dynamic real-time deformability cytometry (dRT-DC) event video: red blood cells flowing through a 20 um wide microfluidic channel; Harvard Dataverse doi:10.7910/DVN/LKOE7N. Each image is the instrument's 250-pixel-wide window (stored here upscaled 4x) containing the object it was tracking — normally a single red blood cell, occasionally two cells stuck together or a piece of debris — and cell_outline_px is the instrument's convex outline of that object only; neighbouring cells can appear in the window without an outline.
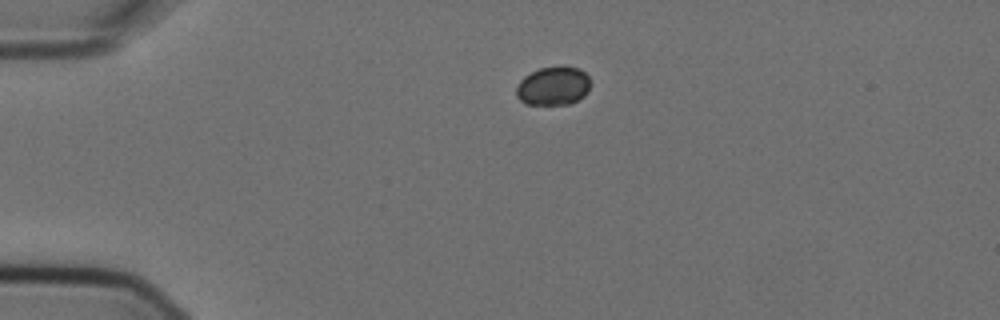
{"species": "Egyptian fruit bat (a non-hibernating species)", "species_latin": "Rousettus aegyptiacus", "temperature_condition": "cold", "stored_images_in_passage": 2, "camera_frame_rate_fps": 3000, "um_per_image_px": 0.085, "animal": {"sex": "female"}, "frame": {"image": 1, "passage_image": 1, "time_ms": 0.0, "image_size_px": [1000, 320], "cell_outline_px": [[592, 84], [588, 92], [584, 96], [568, 104], [524, 104], [516, 96], [516, 84], [524, 76], [540, 68], [560, 64], [580, 68], [588, 76]], "centroid_in_image_um": [47.04, 7.27], "position_along_channel_um": 38.0, "area_um2": 17.17}}